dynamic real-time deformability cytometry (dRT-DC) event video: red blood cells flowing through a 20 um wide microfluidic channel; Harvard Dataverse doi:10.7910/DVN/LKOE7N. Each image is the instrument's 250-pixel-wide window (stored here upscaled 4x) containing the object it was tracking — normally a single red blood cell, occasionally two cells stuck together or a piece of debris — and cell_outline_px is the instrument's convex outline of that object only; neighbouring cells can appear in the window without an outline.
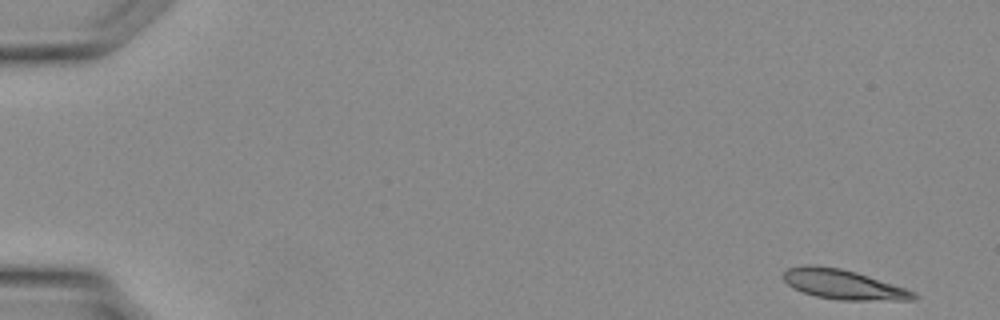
{"species": "Egyptian fruit bat (a non-hibernating species)", "species_latin": "Rousettus aegyptiacus", "temperature_condition": "warm", "stored_images_in_passage": 13, "camera_frame_rate_fps": 3000, "um_per_image_px": 0.085, "animal": {"sex": "female"}, "frame": {"image": 1, "passage_image": 1, "time_ms": 0.0, "image_size_px": [1000, 320], "cell_outline_px": [[920, 296], [916, 300], [840, 300], [816, 296], [804, 292], [788, 284], [784, 280], [784, 272], [788, 268], [804, 264], [808, 264], [840, 268], [856, 272], [916, 292]], "centroid_in_image_um": [71.71, 24.18], "position_along_channel_um": 13.3, "area_um2": 22.31}}
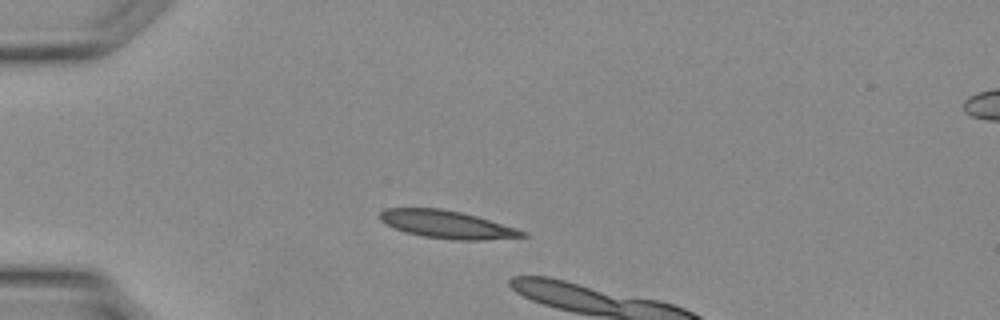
{"frame": {"image": 2, "passage_image": 9, "time_ms": 2.667, "image_size_px": [1000, 320], "cell_outline_px": [[528, 236], [480, 240], [452, 240], [424, 236], [408, 232], [384, 224], [380, 220], [380, 212], [388, 208], [440, 208], [460, 212], [476, 216], [516, 228], [528, 232]], "centroid_in_image_um": [38.0, 19.08], "position_along_channel_um": 47.0, "area_um2": 22.77}}
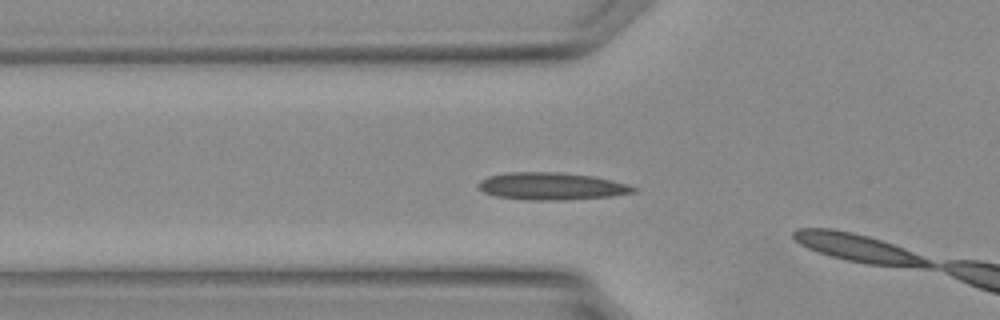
{"frame": {"image": 3, "passage_image": 12, "time_ms": 3.667, "image_size_px": [1000, 320], "cell_outline_px": [[636, 192], [612, 196], [564, 200], [524, 200], [496, 196], [484, 192], [476, 188], [476, 184], [480, 180], [488, 176], [512, 172], [560, 172], [596, 176], [628, 184], [636, 188]], "centroid_in_image_um": [46.86, 15.83], "position_along_channel_um": 78.9, "area_um2": 24.97}}